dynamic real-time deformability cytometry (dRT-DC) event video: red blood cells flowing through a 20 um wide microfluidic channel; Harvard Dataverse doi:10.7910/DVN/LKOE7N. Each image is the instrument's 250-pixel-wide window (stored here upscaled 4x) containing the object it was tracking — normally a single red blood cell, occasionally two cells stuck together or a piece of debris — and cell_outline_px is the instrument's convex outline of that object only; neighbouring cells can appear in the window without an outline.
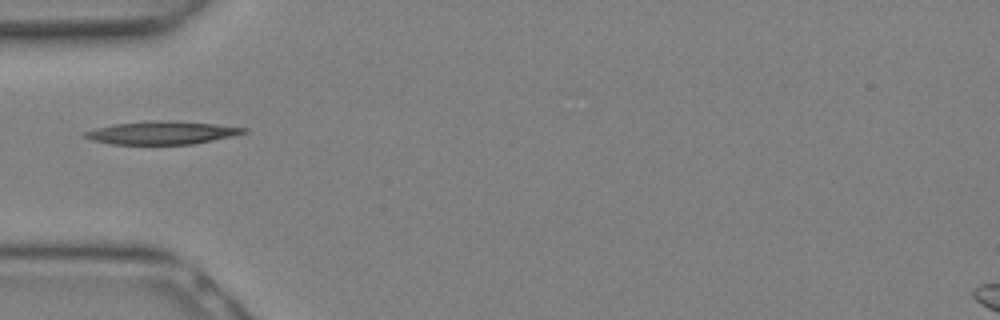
{"species": "Egyptian fruit bat (a non-hibernating species)", "species_latin": "Rousettus aegyptiacus", "temperature_condition": "warm", "stored_images_in_passage": 2, "camera_frame_rate_fps": 3000, "um_per_image_px": 0.085, "animal": {"sex": "female"}, "frame": {"image": 1, "passage_image": 1, "time_ms": 0.0, "image_size_px": [1000, 320], "cell_outline_px": [[248, 132], [232, 136], [192, 144], [112, 144], [92, 140], [84, 136], [84, 132], [96, 128], [116, 124], [156, 120], [168, 120], [216, 124], [248, 128]], "centroid_in_image_um": [13.8, 11.28], "position_along_channel_um": 71.2, "area_um2": 21.1}}